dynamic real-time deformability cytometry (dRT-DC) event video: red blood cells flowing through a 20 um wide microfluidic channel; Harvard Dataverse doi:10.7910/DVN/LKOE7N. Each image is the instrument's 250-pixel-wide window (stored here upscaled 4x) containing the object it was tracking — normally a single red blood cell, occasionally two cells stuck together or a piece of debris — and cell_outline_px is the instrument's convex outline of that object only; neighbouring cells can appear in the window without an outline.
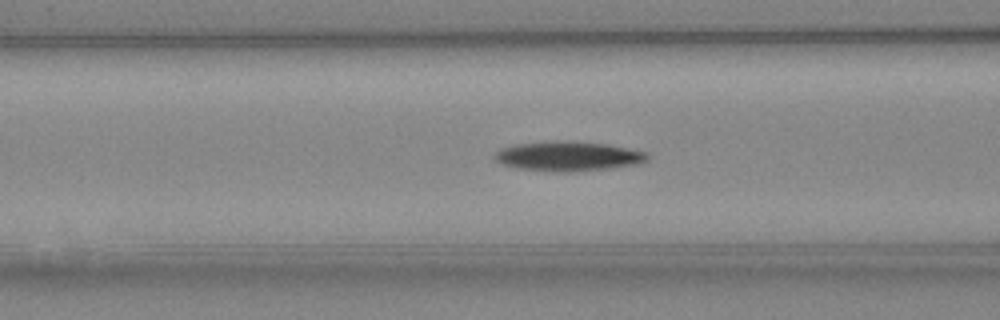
{"species": "Egyptian fruit bat (a non-hibernating species)", "species_latin": "Rousettus aegyptiacus", "temperature_condition": "cold", "stored_images_in_passage": 35, "camera_frame_rate_fps": 3000, "um_per_image_px": 0.085, "animal": {"sex": "female"}, "frame": {"image": 1, "passage_image": 6, "time_ms": 1.667, "image_size_px": [1000, 320], "cell_outline_px": [[652, 156], [648, 160], [640, 164], [612, 168], [572, 172], [564, 172], [516, 168], [500, 164], [492, 156], [500, 148], [516, 144], [556, 140], [608, 144], [648, 152]], "centroid_in_image_um": [48.33, 13.28], "position_along_channel_um": 118.3, "area_um2": 26.7}}
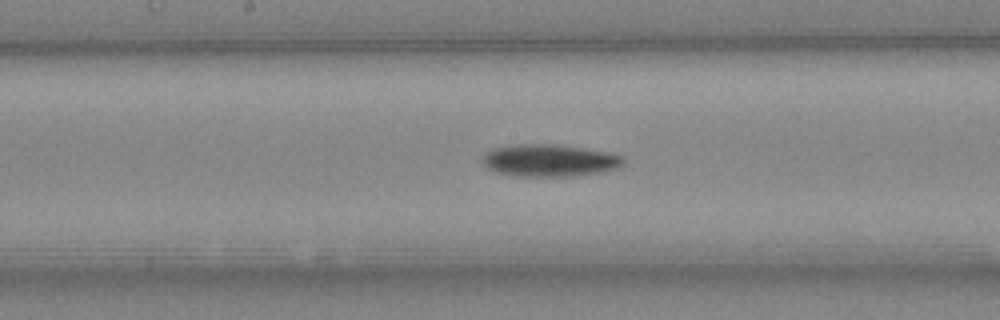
{"frame": {"image": 2, "passage_image": 12, "time_ms": 3.667, "image_size_px": [1000, 320], "cell_outline_px": [[624, 164], [616, 168], [604, 172], [576, 176], [516, 176], [496, 172], [488, 168], [480, 160], [488, 152], [496, 148], [516, 144], [552, 144], [580, 148], [604, 152], [624, 156]], "centroid_in_image_um": [46.72, 13.65], "position_along_channel_um": 201.5, "area_um2": 26.24}}
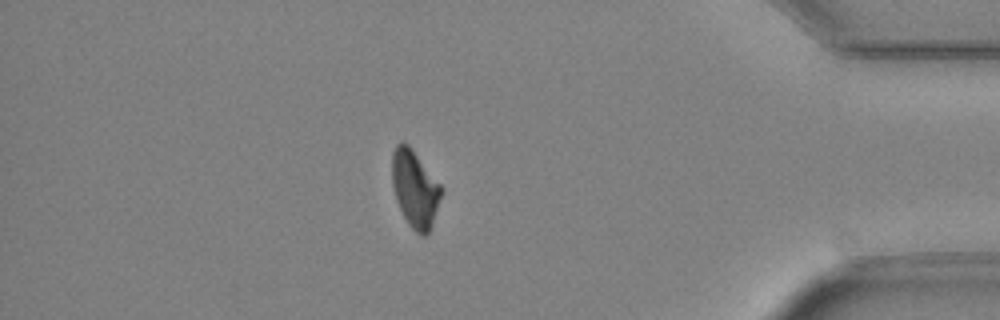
{"frame": {"image": 3, "passage_image": 29, "time_ms": 9.333, "image_size_px": [1000, 320], "cell_outline_px": [[444, 192], [432, 228], [424, 236], [420, 236], [408, 224], [396, 200], [392, 184], [392, 152], [396, 144], [400, 140], [404, 140], [408, 144], [444, 188]], "centroid_in_image_um": [35.29, 16.05], "position_along_channel_um": 399.9, "area_um2": 22.6}}